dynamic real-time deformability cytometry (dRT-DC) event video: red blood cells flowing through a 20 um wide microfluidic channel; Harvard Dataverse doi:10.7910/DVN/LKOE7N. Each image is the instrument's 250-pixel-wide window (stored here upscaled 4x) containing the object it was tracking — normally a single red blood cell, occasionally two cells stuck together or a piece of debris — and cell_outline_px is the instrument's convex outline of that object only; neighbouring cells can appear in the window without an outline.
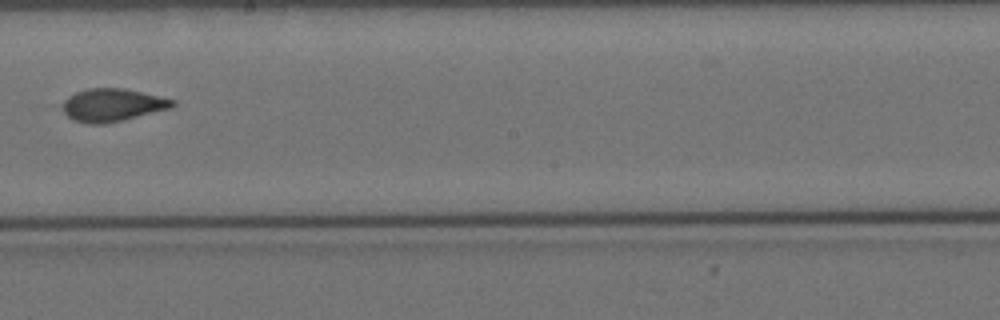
{"species": "Egyptian fruit bat (a non-hibernating species)", "species_latin": "Rousettus aegyptiacus", "temperature_condition": "cold", "stored_images_in_passage": 15, "segment_of_instrument_passage": [2, 2], "camera_frame_rate_fps": 3000, "um_per_image_px": 0.085, "animal": {"sex": "female"}, "frame": {"image": 1, "passage_image": 9, "time_ms": 10.0, "image_size_px": [1000, 320], "cell_outline_px": [[176, 104], [172, 108], [104, 124], [88, 124], [72, 120], [60, 108], [60, 104], [68, 96], [76, 92], [88, 88], [124, 88], [176, 100]], "centroid_in_image_um": [9.52, 8.92], "position_along_channel_um": 238.7, "area_um2": 21.15}}
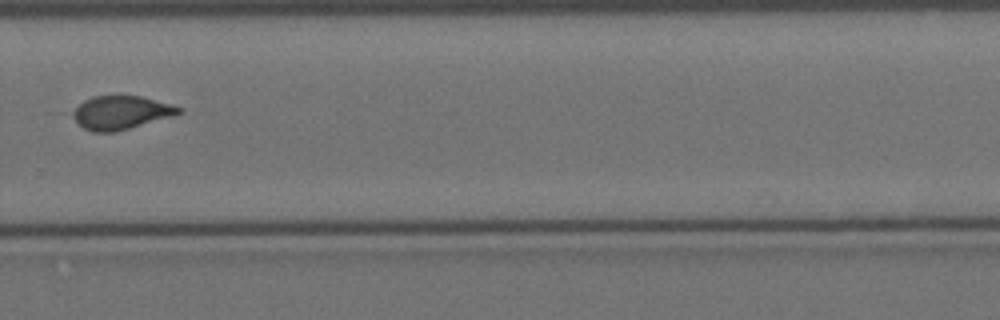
{"frame": {"image": 2, "passage_image": 11, "time_ms": 12.333, "image_size_px": [1000, 320], "cell_outline_px": [[184, 112], [172, 116], [116, 132], [92, 132], [84, 128], [72, 116], [72, 112], [84, 100], [92, 96], [140, 96], [172, 104], [180, 108]], "centroid_in_image_um": [10.29, 9.57], "position_along_channel_um": 319.5, "area_um2": 20.46}}
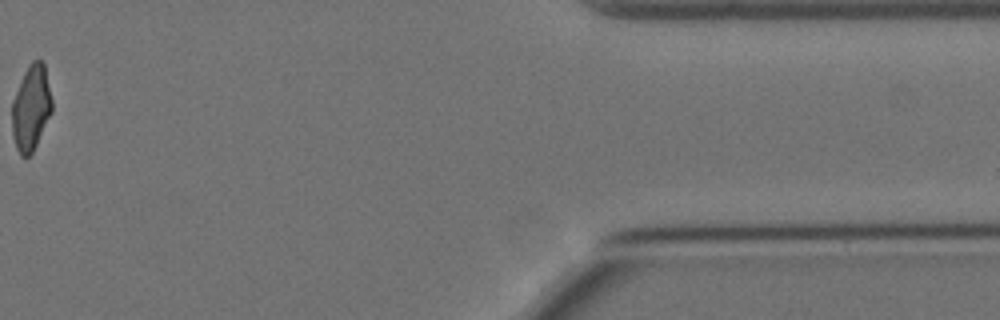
{"frame": {"image": 3, "passage_image": 14, "time_ms": 16.667, "image_size_px": [1000, 320], "cell_outline_px": [[52, 112], [32, 152], [28, 156], [20, 156], [16, 148], [12, 136], [12, 100], [20, 80], [28, 64], [32, 60], [40, 60], [44, 64], [52, 100]], "centroid_in_image_um": [2.62, 9.16], "position_along_channel_um": 408.8, "area_um2": 19.88}}